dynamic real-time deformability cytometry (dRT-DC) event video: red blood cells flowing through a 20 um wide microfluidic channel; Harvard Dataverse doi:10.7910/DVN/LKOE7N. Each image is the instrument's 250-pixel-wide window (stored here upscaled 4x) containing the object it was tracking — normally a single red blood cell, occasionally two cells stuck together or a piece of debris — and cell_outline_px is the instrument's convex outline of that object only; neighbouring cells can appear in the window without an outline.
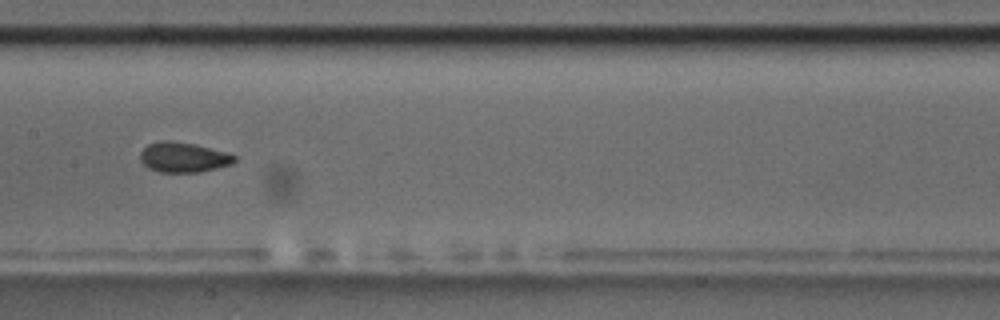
{"species": "common noctule bat (a hibernating species)", "species_latin": "Nyctalus noctula", "temperature_condition": "room temperature", "stored_images_in_passage": 9, "segment_of_instrument_passage": [2, 2], "camera_frame_rate_fps": 3000, "um_per_image_px": 0.085, "animal": {"sex": "male", "body_mass_g": 17.5, "forearm_length_mm": 52.3}, "frame": {"image": 1, "passage_image": 8, "time_ms": 9.0, "image_size_px": [1000, 320], "cell_outline_px": [[236, 160], [232, 164], [200, 172], [160, 172], [148, 168], [140, 160], [140, 152], [148, 144], [160, 140], [172, 140], [196, 144], [224, 152], [236, 156]], "centroid_in_image_um": [15.56, 13.36], "position_along_channel_um": 191.8, "area_um2": 16.53}}
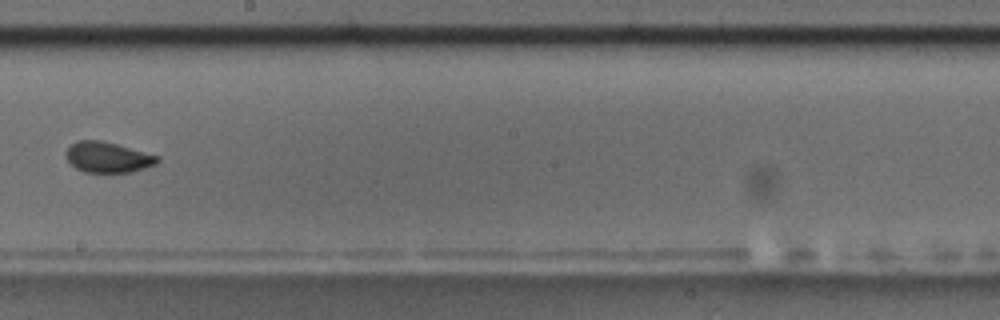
{"frame": {"image": 2, "passage_image": 9, "time_ms": 10.333, "image_size_px": [1000, 320], "cell_outline_px": [[160, 160], [156, 164], [132, 172], [84, 172], [76, 168], [64, 156], [64, 152], [76, 140], [100, 140], [116, 144], [160, 156]], "centroid_in_image_um": [9.15, 13.36], "position_along_channel_um": 239.0, "area_um2": 16.3}}